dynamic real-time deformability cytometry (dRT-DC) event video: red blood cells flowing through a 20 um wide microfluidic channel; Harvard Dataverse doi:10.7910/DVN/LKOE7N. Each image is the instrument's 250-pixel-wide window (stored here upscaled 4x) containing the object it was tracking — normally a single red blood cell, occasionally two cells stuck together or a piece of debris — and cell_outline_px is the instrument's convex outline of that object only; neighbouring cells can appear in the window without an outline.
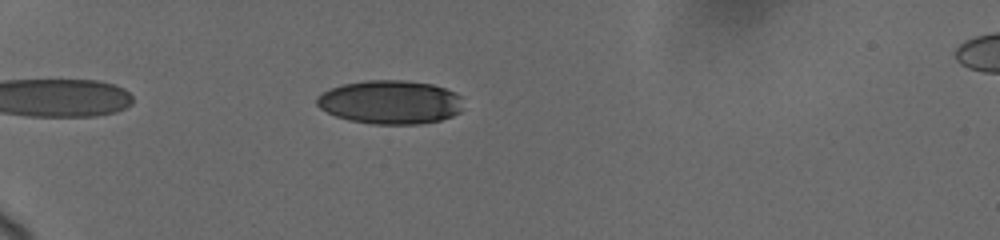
{"species": "human", "species_latin": "Homo sapiens", "temperature_condition": "cold", "stored_images_in_passage": 41, "camera_frame_rate_fps": 3000, "um_per_image_px": 0.085, "donor": {"sex": "female"}, "frame": {"image": 1, "passage_image": 4, "time_ms": 1.333, "image_size_px": [1000, 240], "cell_outline_px": [[460, 112], [452, 116], [440, 120], [420, 124], [372, 124], [348, 120], [336, 116], [320, 108], [316, 104], [316, 96], [332, 88], [344, 84], [368, 80], [404, 80], [432, 84], [444, 88], [460, 96]], "centroid_in_image_um": [33.14, 8.69], "position_along_channel_um": 51.9, "area_um2": 37.05}}
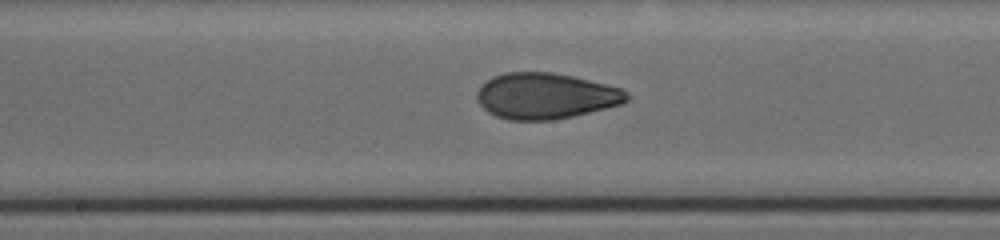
{"frame": {"image": 2, "passage_image": 27, "time_ms": 6.333, "image_size_px": [1000, 240], "cell_outline_px": [[632, 96], [628, 100], [620, 104], [572, 116], [552, 120], [508, 120], [496, 116], [488, 112], [476, 100], [476, 92], [492, 76], [504, 72], [552, 72], [572, 76], [620, 88], [628, 92]], "centroid_in_image_um": [46.36, 8.15], "position_along_channel_um": 201.8, "area_um2": 39.94}}
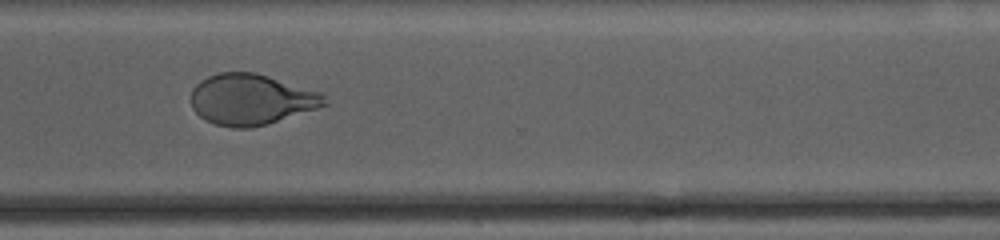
{"frame": {"image": 3, "passage_image": 40, "time_ms": 10.333, "image_size_px": [1000, 240], "cell_outline_px": [[328, 104], [268, 124], [252, 128], [232, 128], [216, 124], [200, 116], [192, 108], [192, 88], [200, 80], [208, 76], [220, 72], [256, 72], [324, 92]], "centroid_in_image_um": [21.38, 8.44], "position_along_channel_um": 349.2, "area_um2": 39.77}}